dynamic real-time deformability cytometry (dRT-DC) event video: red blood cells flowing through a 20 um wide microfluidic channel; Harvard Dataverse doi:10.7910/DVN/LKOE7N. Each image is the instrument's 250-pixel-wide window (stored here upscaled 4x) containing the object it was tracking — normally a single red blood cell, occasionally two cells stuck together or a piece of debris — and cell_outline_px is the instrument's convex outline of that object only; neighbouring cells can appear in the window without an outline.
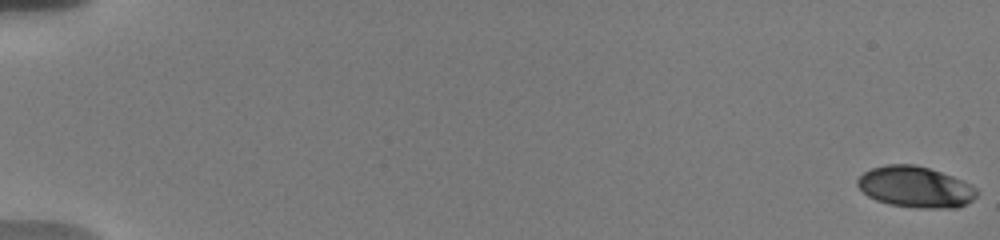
{"species": "human", "species_latin": "Homo sapiens", "temperature_condition": "warm", "stored_images_in_passage": 57, "camera_frame_rate_fps": 3000, "um_per_image_px": 0.085, "donor": {"sex": "male"}, "frame": {"image": 1, "passage_image": 1, "time_ms": 0.0, "image_size_px": [1000, 240], "cell_outline_px": [[980, 192], [972, 200], [956, 208], [916, 208], [888, 204], [876, 200], [868, 196], [856, 184], [856, 180], [864, 172], [872, 168], [888, 164], [916, 164], [952, 176], [972, 184]], "centroid_in_image_um": [77.82, 15.89], "position_along_channel_um": 7.2, "area_um2": 28.67}}
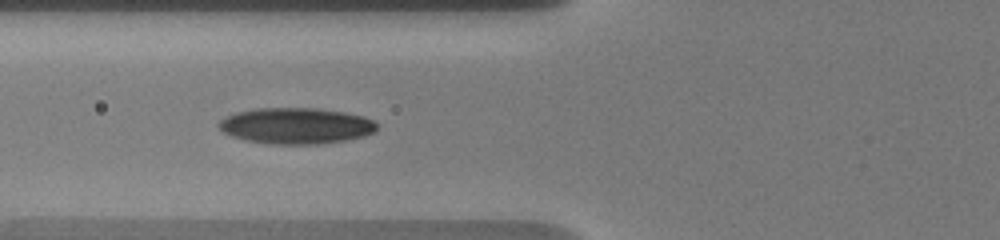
{"frame": {"image": 2, "passage_image": 24, "time_ms": 7.667, "image_size_px": [1000, 240], "cell_outline_px": [[376, 132], [364, 136], [348, 140], [320, 144], [264, 144], [232, 136], [224, 132], [216, 124], [220, 120], [236, 112], [256, 108], [316, 108], [344, 112], [364, 116], [372, 120], [376, 124]], "centroid_in_image_um": [25.18, 10.7], "position_along_channel_um": 100.6, "area_um2": 33.35}}
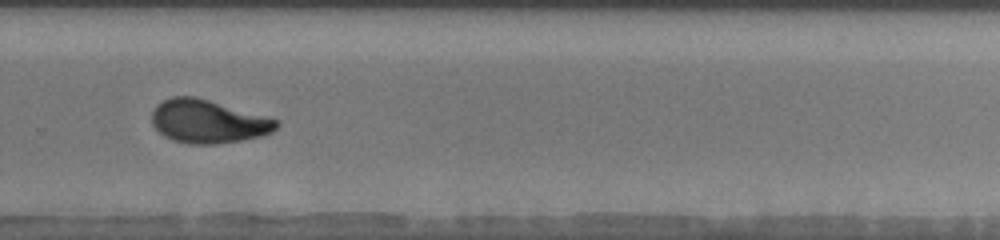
{"frame": {"image": 3, "passage_image": 41, "time_ms": 13.333, "image_size_px": [1000, 240], "cell_outline_px": [[280, 124], [272, 132], [264, 136], [216, 144], [188, 144], [172, 140], [164, 136], [152, 124], [152, 112], [156, 104], [172, 96], [196, 96], [280, 120]], "centroid_in_image_um": [17.69, 10.32], "position_along_channel_um": 312.1, "area_um2": 31.62}, "authors_computed_cell_mechanics": {"area_um2": 30.4028, "velocity_mm_per_s": 3.7356, "shape_relaxation_time_tau1_ms": 5.3216, "shape_relaxation_time_tau2_ms": 1.8181, "deformation_change_tau1": 0.1705, "deformation_change_tau2": 0.0727}}